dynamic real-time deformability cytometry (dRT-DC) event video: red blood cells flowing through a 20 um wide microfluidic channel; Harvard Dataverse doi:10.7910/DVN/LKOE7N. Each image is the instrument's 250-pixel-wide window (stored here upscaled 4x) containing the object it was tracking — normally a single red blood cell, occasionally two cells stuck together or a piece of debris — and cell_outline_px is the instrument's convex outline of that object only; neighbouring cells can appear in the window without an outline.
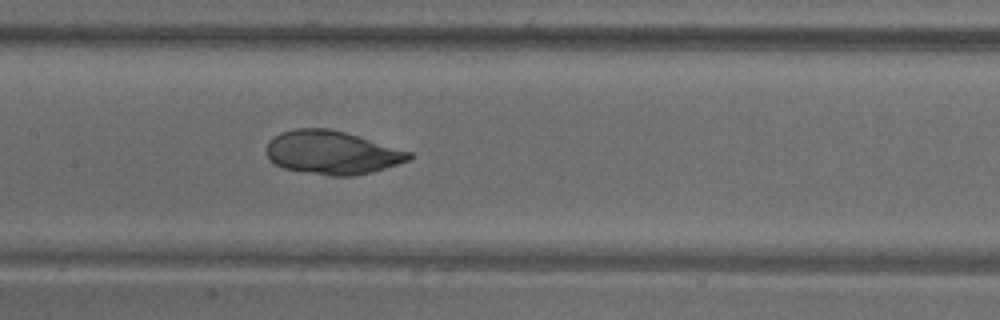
{"species": "common noctule bat (a hibernating species)", "species_latin": "Nyctalus noctula", "temperature_condition": "warm", "stored_images_in_passage": 72, "camera_frame_rate_fps": 3000, "um_per_image_px": 0.085, "animal": {"sex": "male", "body_mass_g": 18.8}, "frame": {"image": 1, "passage_image": 36, "time_ms": 11.667, "image_size_px": [1000, 320], "cell_outline_px": [[412, 156], [408, 160], [372, 172], [352, 176], [332, 176], [284, 168], [276, 164], [268, 156], [268, 140], [280, 132], [292, 128], [328, 128], [344, 132], [412, 152]], "centroid_in_image_um": [28.21, 12.95], "position_along_channel_um": 179.2, "area_um2": 35.66}}
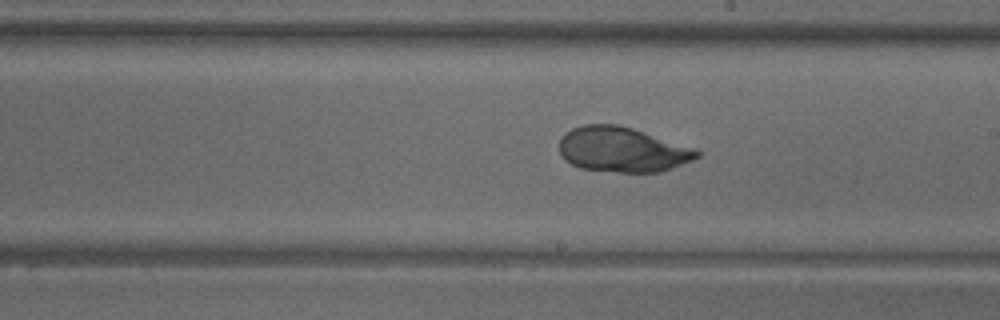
{"frame": {"image": 2, "passage_image": 42, "time_ms": 13.667, "image_size_px": [1000, 320], "cell_outline_px": [[700, 156], [692, 160], [672, 168], [660, 172], [616, 172], [580, 168], [564, 160], [560, 152], [560, 140], [572, 128], [584, 124], [616, 124], [632, 128], [696, 148], [700, 152]], "centroid_in_image_um": [52.91, 12.72], "position_along_channel_um": 236.1, "area_um2": 36.01}}